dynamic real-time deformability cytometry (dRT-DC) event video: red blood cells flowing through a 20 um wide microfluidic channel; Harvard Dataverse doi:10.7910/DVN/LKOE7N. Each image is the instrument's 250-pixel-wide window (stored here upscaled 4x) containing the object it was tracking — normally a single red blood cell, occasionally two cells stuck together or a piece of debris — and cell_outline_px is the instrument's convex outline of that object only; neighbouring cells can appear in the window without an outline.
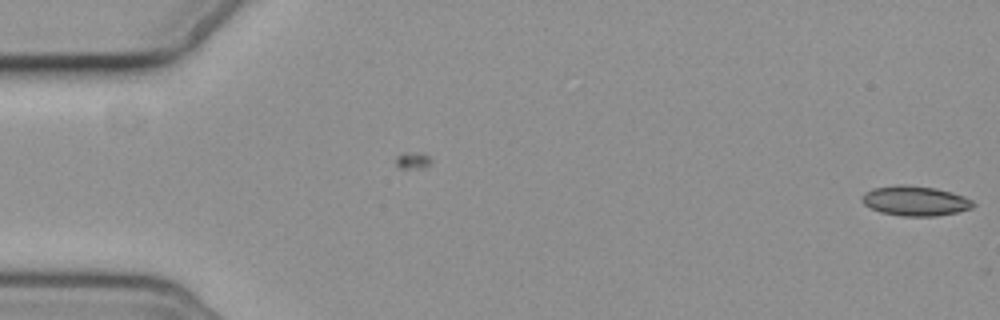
{"species": "common noctule bat (a hibernating species)", "species_latin": "Nyctalus noctula", "temperature_condition": "cold", "stored_images_in_passage": 2, "camera_frame_rate_fps": 3000, "um_per_image_px": 0.085, "animal": {"sex": "female", "body_mass_g": 19.3, "forearm_length_mm": 54.1}, "frame": {"image": 1, "passage_image": 2, "time_ms": 1.0, "image_size_px": [1000, 320], "cell_outline_px": [[976, 204], [972, 208], [956, 212], [936, 216], [904, 216], [880, 212], [864, 204], [860, 200], [860, 196], [864, 192], [872, 188], [896, 184], [904, 184], [936, 188], [952, 192], [964, 196], [972, 200]], "centroid_in_image_um": [77.77, 17.06], "position_along_channel_um": 7.2, "area_um2": 19.54}}